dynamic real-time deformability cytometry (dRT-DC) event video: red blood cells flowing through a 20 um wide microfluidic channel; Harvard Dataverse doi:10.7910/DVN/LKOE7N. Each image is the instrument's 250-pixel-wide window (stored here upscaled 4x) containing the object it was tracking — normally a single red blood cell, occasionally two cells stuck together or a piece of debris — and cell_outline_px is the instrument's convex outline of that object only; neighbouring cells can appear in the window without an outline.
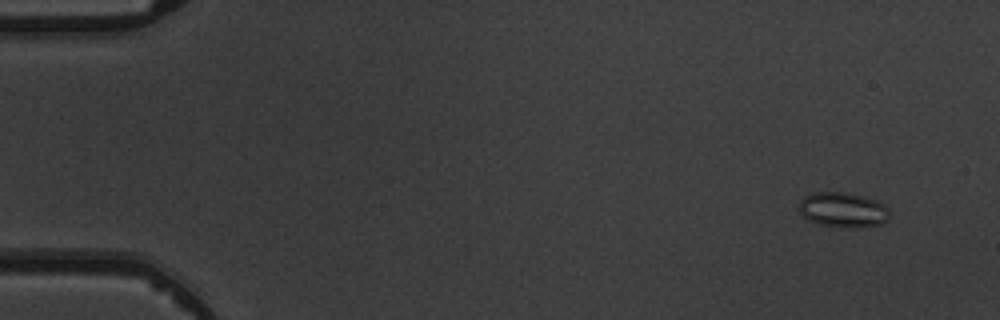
{"species": "common noctule bat (a hibernating species)", "species_latin": "Nyctalus noctula", "temperature_condition": "warm", "stored_images_in_passage": 8, "camera_frame_rate_fps": 3000, "um_per_image_px": 0.085, "animal": {"sex": "male", "body_mass_g": 19.5, "forearm_length_mm": 54.6}, "frame": {"image": 1, "passage_image": 1, "time_ms": 0.0, "image_size_px": [1000, 320], "cell_outline_px": [[888, 220], [880, 224], [860, 228], [848, 228], [820, 224], [808, 220], [800, 212], [800, 200], [804, 196], [812, 192], [844, 192], [864, 196], [876, 200], [884, 204], [888, 208]], "centroid_in_image_um": [71.66, 17.83], "position_along_channel_um": 13.3, "area_um2": 18.55}}
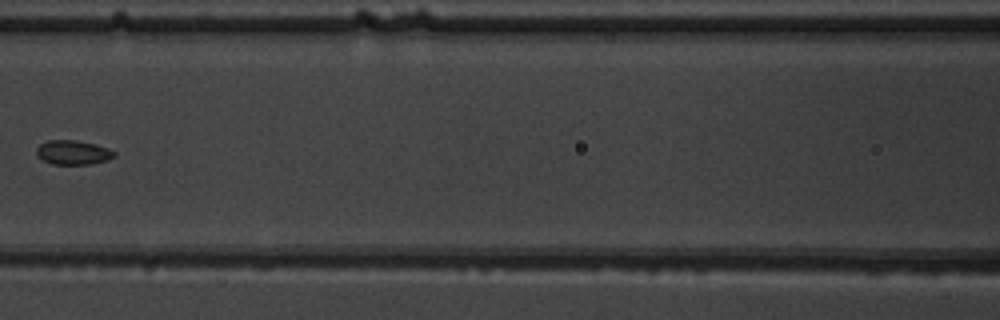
{"frame": {"image": 2, "passage_image": 7, "time_ms": 7.0, "image_size_px": [1000, 320], "cell_outline_px": [[116, 156], [104, 160], [88, 164], [52, 164], [44, 160], [36, 152], [36, 148], [40, 144], [48, 140], [76, 140], [96, 144], [108, 148], [116, 152]], "centroid_in_image_um": [6.22, 12.94], "position_along_channel_um": 160.4, "area_um2": 10.87}}
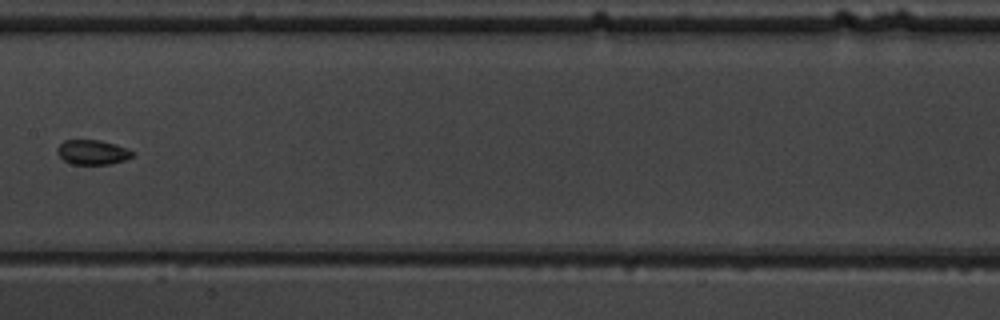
{"frame": {"image": 3, "passage_image": 8, "time_ms": 8.0, "image_size_px": [1000, 320], "cell_outline_px": [[136, 152], [132, 156], [124, 160], [112, 164], [72, 164], [64, 160], [56, 152], [56, 148], [64, 140], [100, 140], [116, 144]], "centroid_in_image_um": [7.87, 12.93], "position_along_channel_um": 199.5, "area_um2": 10.87}}